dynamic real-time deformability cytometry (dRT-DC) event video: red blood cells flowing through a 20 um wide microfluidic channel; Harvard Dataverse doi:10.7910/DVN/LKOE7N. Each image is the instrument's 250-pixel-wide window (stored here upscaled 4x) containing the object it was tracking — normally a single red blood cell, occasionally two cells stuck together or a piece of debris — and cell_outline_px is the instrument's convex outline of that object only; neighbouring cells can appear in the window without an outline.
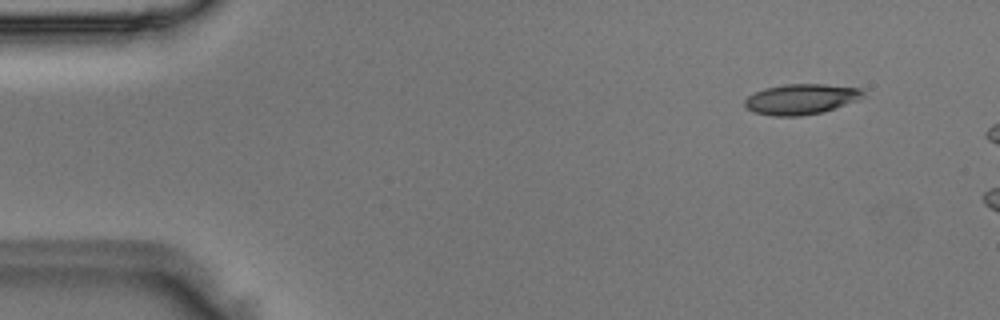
{"species": "Egyptian fruit bat (a non-hibernating species)", "species_latin": "Rousettus aegyptiacus", "temperature_condition": "room temperature", "stored_images_in_passage": 4, "camera_frame_rate_fps": 3000, "um_per_image_px": 0.085, "animal": {"sex": "male"}, "frame": {"image": 1, "passage_image": 1, "time_ms": 0.0, "image_size_px": [1000, 320], "cell_outline_px": [[864, 96], [860, 100], [824, 112], [800, 116], [772, 116], [756, 112], [748, 108], [744, 104], [744, 100], [748, 96], [764, 88], [784, 84], [824, 84], [860, 88], [864, 92]], "centroid_in_image_um": [68.13, 8.43], "position_along_channel_um": 16.9, "area_um2": 21.1}}